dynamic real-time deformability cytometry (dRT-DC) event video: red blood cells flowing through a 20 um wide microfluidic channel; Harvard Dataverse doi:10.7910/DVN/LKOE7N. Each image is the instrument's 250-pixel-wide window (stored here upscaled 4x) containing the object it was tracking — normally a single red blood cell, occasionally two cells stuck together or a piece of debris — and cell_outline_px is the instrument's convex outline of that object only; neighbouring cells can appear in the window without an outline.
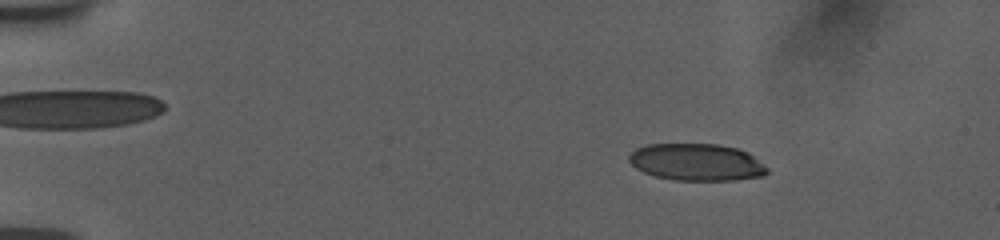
{"species": "human", "species_latin": "Homo sapiens", "temperature_condition": "room temperature", "stored_images_in_passage": 56, "camera_frame_rate_fps": 3000, "um_per_image_px": 0.085, "donor": {"sex": "female"}, "frame": {"image": 1, "passage_image": 9, "time_ms": 2.667, "image_size_px": [1000, 240], "cell_outline_px": [[768, 172], [764, 176], [736, 180], [676, 180], [656, 176], [644, 172], [636, 168], [628, 160], [628, 156], [636, 148], [644, 144], [716, 144], [736, 148], [748, 152], [764, 164], [768, 168]], "centroid_in_image_um": [59.22, 13.78], "position_along_channel_um": 25.8, "area_um2": 29.88}}
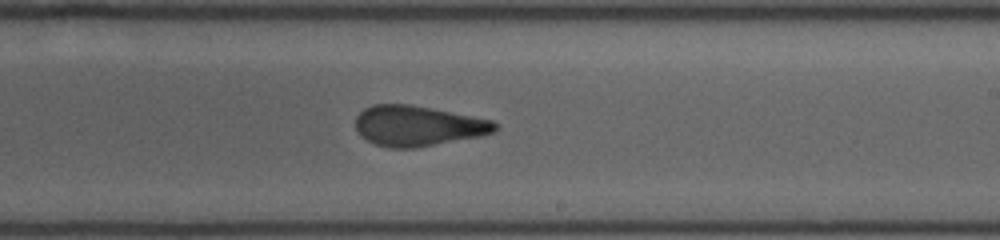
{"frame": {"image": 2, "passage_image": 35, "time_ms": 11.333, "image_size_px": [1000, 240], "cell_outline_px": [[500, 128], [492, 132], [480, 136], [416, 148], [388, 148], [376, 144], [360, 136], [356, 128], [356, 116], [364, 108], [372, 104], [408, 104], [472, 116], [492, 120], [500, 124]], "centroid_in_image_um": [35.51, 10.7], "position_along_channel_um": 253.5, "area_um2": 32.77}}
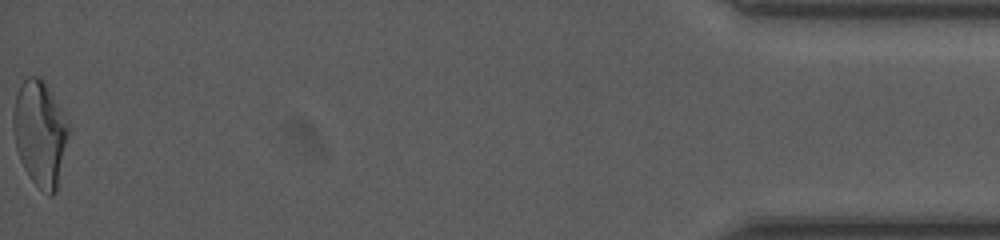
{"frame": {"image": 3, "passage_image": 56, "time_ms": 18.333, "image_size_px": [1000, 240], "cell_outline_px": [[68, 136], [56, 192], [52, 196], [48, 196], [32, 180], [24, 168], [20, 160], [16, 148], [12, 128], [12, 112], [16, 96], [20, 84], [28, 76], [40, 76], [48, 84], [64, 112], [68, 120]], "centroid_in_image_um": [3.39, 11.28], "position_along_channel_um": 431.8, "area_um2": 34.33}, "authors_computed_cell_mechanics": {"area_um2": 32.657, "velocity_mm_per_s": 3.7792, "shape_relaxation_time_tau1_ms": 6.5514, "shape_relaxation_time_tau2_ms": 1.2704, "deformation_change_tau1": 0.2186, "deformation_change_tau2": 0.0959}}